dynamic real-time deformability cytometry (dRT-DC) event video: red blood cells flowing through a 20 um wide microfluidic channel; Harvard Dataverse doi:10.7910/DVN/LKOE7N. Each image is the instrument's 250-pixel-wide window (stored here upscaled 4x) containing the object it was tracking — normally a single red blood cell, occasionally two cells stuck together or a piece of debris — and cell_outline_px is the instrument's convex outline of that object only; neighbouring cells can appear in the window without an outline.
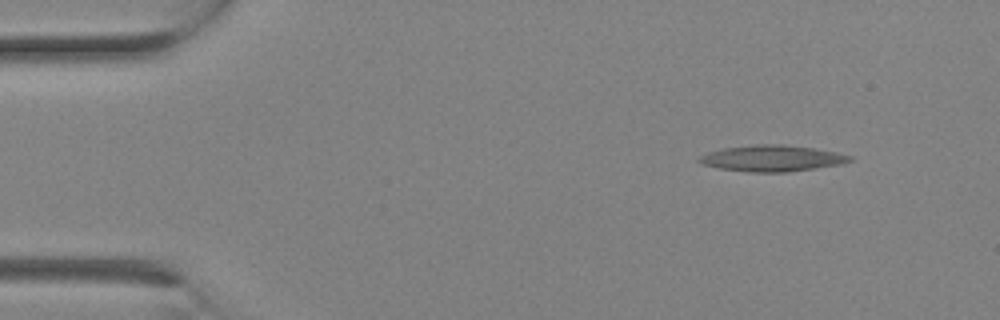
{"species": "Egyptian fruit bat (a non-hibernating species)", "species_latin": "Rousettus aegyptiacus", "temperature_condition": "room temperature", "stored_images_in_passage": 2, "camera_frame_rate_fps": 3000, "um_per_image_px": 0.085, "animal": {"sex": "female"}, "frame": {"image": 1, "passage_image": 1, "time_ms": 0.0, "image_size_px": [1000, 320], "cell_outline_px": [[852, 160], [840, 164], [816, 168], [788, 172], [752, 172], [720, 168], [700, 164], [696, 160], [700, 156], [708, 152], [724, 148], [756, 144], [780, 144], [812, 148], [836, 152], [852, 156]], "centroid_in_image_um": [65.6, 13.46], "position_along_channel_um": 19.4, "area_um2": 22.83}}